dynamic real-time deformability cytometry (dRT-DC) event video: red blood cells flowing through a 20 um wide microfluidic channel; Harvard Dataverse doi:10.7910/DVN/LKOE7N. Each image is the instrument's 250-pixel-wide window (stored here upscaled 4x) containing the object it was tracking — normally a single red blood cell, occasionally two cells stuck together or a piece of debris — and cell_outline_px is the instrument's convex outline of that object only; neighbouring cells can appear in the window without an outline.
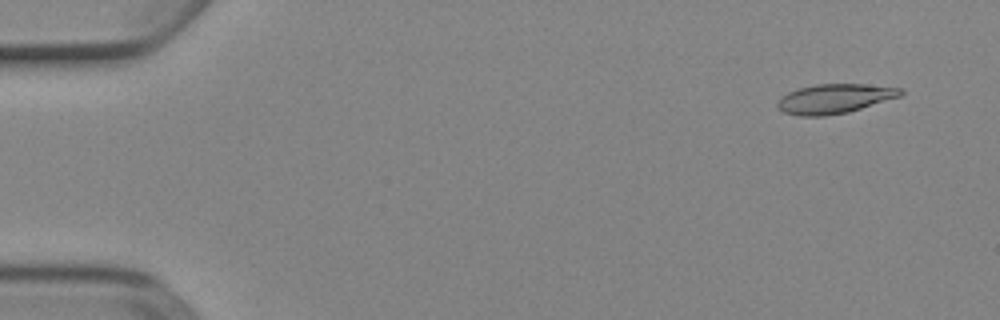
{"species": "Egyptian fruit bat (a non-hibernating species)", "species_latin": "Rousettus aegyptiacus", "temperature_condition": "cold", "stored_images_in_passage": 6, "camera_frame_rate_fps": 3000, "um_per_image_px": 0.085, "animal": {"sex": "female"}, "frame": {"image": 1, "passage_image": 1, "time_ms": 0.0, "image_size_px": [1000, 320], "cell_outline_px": [[904, 92], [900, 96], [848, 112], [824, 116], [800, 116], [784, 112], [776, 108], [776, 104], [780, 96], [796, 88], [816, 84], [864, 84], [904, 88]], "centroid_in_image_um": [70.89, 8.38], "position_along_channel_um": 14.1, "area_um2": 21.27}}
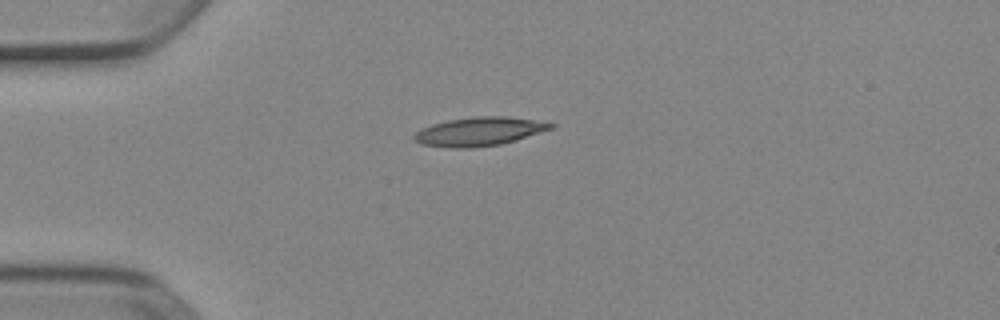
{"frame": {"image": 2, "passage_image": 4, "time_ms": 1.0, "image_size_px": [1000, 320], "cell_outline_px": [[556, 128], [516, 140], [500, 144], [468, 148], [452, 148], [420, 144], [412, 140], [412, 136], [420, 128], [432, 124], [448, 120], [472, 116], [504, 116], [544, 120], [556, 124]], "centroid_in_image_um": [40.78, 11.16], "position_along_channel_um": 44.2, "area_um2": 23.35}}
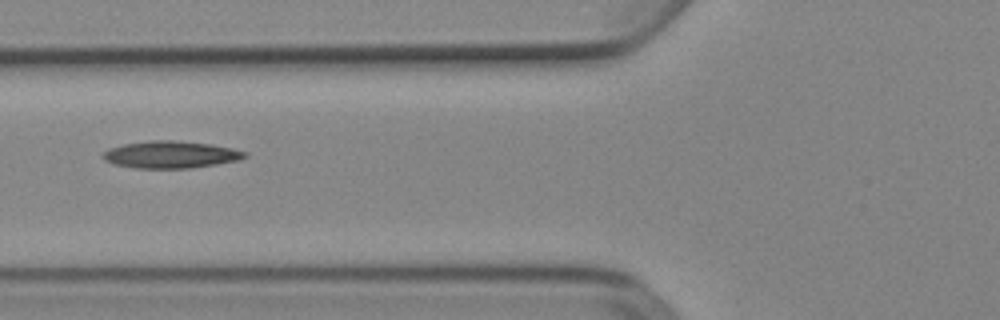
{"frame": {"image": 3, "passage_image": 6, "time_ms": 1.667, "image_size_px": [1000, 320], "cell_outline_px": [[248, 156], [240, 160], [216, 164], [188, 168], [136, 168], [112, 164], [104, 160], [100, 156], [108, 148], [124, 144], [148, 140], [176, 140], [212, 144], [232, 148], [248, 152]], "centroid_in_image_um": [14.5, 13.13], "position_along_channel_um": 111.3, "area_um2": 22.66}}